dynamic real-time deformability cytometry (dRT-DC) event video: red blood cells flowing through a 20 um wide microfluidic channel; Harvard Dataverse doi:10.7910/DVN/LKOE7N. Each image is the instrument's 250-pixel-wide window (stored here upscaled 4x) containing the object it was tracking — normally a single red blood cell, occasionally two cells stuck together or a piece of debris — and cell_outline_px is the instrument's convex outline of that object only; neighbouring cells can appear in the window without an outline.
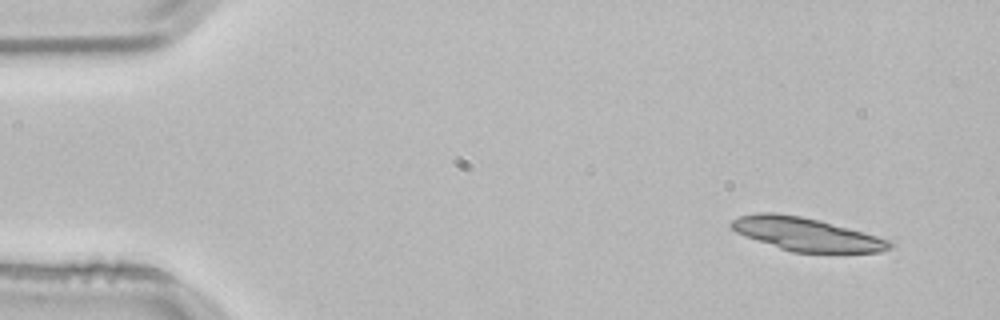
{"species": "common noctule bat (a hibernating species)", "species_latin": "Nyctalus noctula", "temperature_condition": "room temperature", "stored_images_in_passage": 3, "camera_frame_rate_fps": 3000, "um_per_image_px": 0.085, "animal": {"sex": "male", "body_mass_g": 21.5, "forearm_length_mm": 52.0}, "frame": {"image": 1, "passage_image": 1, "time_ms": 0.0, "image_size_px": [1000, 320], "cell_outline_px": [[892, 244], [888, 248], [880, 252], [792, 252], [744, 236], [736, 232], [728, 224], [732, 220], [740, 216], [756, 212], [776, 212], [800, 216], [820, 220], [864, 232], [888, 240]], "centroid_in_image_um": [68.47, 19.89], "position_along_channel_um": 16.5, "area_um2": 30.35}}